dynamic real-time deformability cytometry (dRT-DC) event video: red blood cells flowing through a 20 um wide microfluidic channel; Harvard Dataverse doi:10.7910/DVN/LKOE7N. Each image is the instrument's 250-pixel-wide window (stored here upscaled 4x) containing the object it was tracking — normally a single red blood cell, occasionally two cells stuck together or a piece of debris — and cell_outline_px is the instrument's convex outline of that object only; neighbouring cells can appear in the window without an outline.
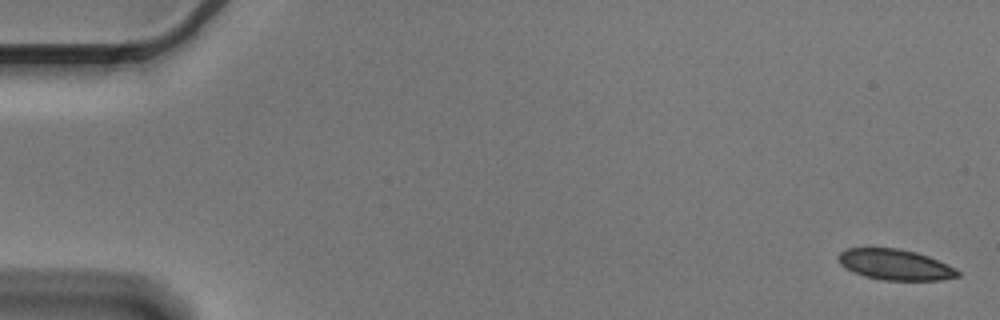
{"species": "Egyptian fruit bat (a non-hibernating species)", "species_latin": "Rousettus aegyptiacus", "temperature_condition": "cold", "stored_images_in_passage": 11, "segment_of_instrument_passage": [1, 2], "camera_frame_rate_fps": 3000, "um_per_image_px": 0.085, "animal": {"sex": "male"}, "frame": {"image": 1, "passage_image": 1, "time_ms": 0.0, "image_size_px": [1000, 320], "cell_outline_px": [[960, 276], [940, 280], [884, 280], [864, 276], [840, 264], [836, 256], [840, 252], [848, 248], [900, 248], [916, 252], [928, 256], [948, 264], [956, 268], [960, 272]], "centroid_in_image_um": [76.11, 22.49], "position_along_channel_um": 8.9, "area_um2": 21.33}}
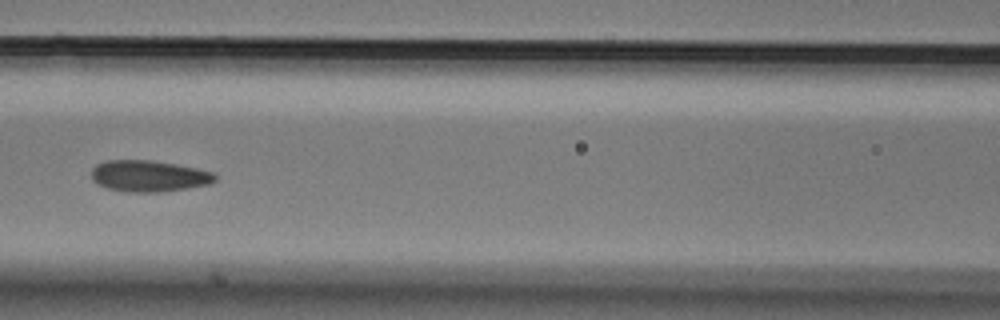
{"frame": {"image": 2, "passage_image": 8, "time_ms": 2.333, "image_size_px": [1000, 320], "cell_outline_px": [[216, 180], [208, 184], [188, 188], [156, 192], [128, 192], [108, 188], [92, 180], [92, 168], [96, 164], [104, 160], [152, 160], [176, 164], [196, 168], [212, 172], [216, 176]], "centroid_in_image_um": [12.63, 14.95], "position_along_channel_um": 154.0, "area_um2": 22.48}}
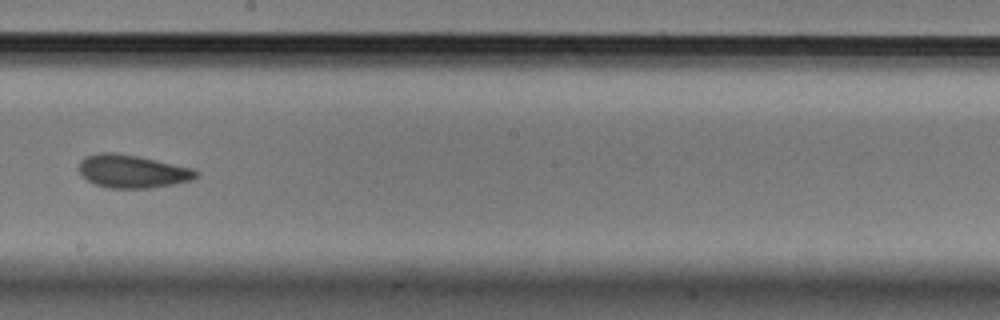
{"frame": {"image": 3, "passage_image": 10, "time_ms": 3.0, "image_size_px": [1000, 320], "cell_outline_px": [[200, 172], [192, 180], [152, 188], [108, 188], [96, 184], [88, 180], [80, 172], [80, 160], [84, 156], [100, 152], [116, 152], [140, 156], [196, 168]], "centroid_in_image_um": [11.29, 14.54], "position_along_channel_um": 236.9, "area_um2": 22.83}}